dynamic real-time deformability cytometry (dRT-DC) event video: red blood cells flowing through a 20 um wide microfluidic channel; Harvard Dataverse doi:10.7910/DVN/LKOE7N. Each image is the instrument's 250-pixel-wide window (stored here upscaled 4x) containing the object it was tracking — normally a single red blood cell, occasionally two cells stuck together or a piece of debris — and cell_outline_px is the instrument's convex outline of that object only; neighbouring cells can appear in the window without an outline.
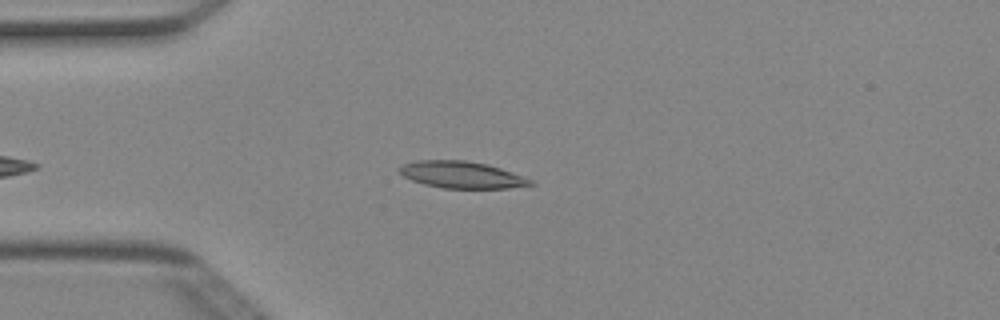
{"species": "Egyptian fruit bat (a non-hibernating species)", "species_latin": "Rousettus aegyptiacus", "temperature_condition": "cold", "stored_images_in_passage": 38, "camera_frame_rate_fps": 3000, "um_per_image_px": 0.085, "animal": {"sex": "female"}, "frame": {"image": 1, "passage_image": 4, "time_ms": 1.0, "image_size_px": [1000, 320], "cell_outline_px": [[536, 184], [508, 188], [444, 188], [424, 184], [412, 180], [404, 176], [396, 168], [404, 164], [416, 160], [464, 160], [488, 164], [500, 168], [532, 180]], "centroid_in_image_um": [39.22, 14.85], "position_along_channel_um": 45.8, "area_um2": 20.35}}
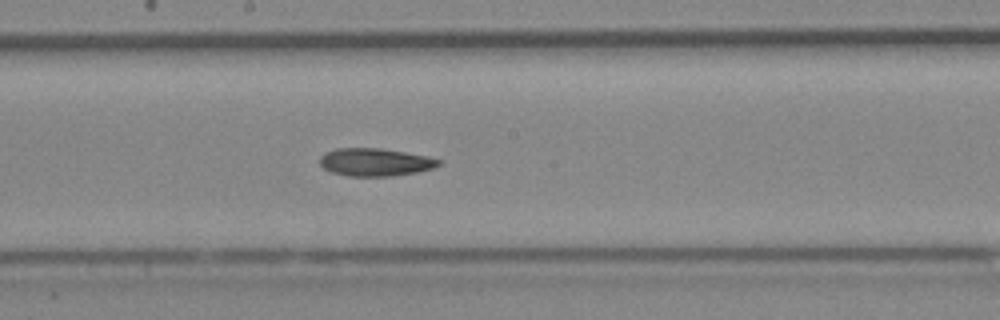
{"frame": {"image": 2, "passage_image": 18, "time_ms": 5.667, "image_size_px": [1000, 320], "cell_outline_px": [[440, 164], [432, 168], [416, 172], [392, 176], [348, 176], [332, 172], [324, 168], [320, 164], [320, 156], [324, 152], [336, 148], [380, 148], [428, 156], [440, 160]], "centroid_in_image_um": [31.85, 13.78], "position_along_channel_um": 216.3, "area_um2": 19.19}}
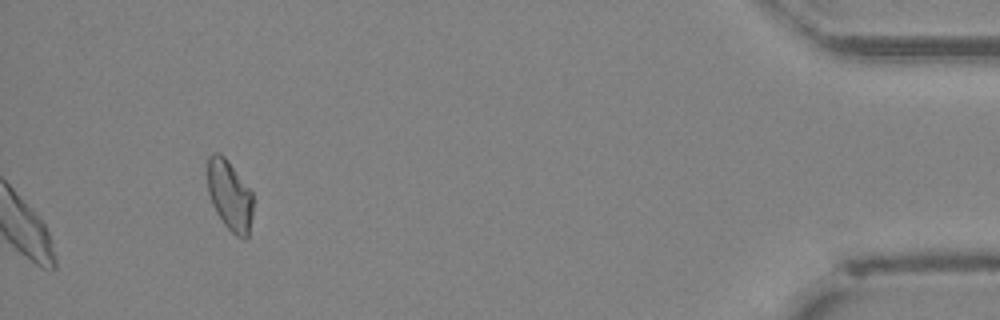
{"frame": {"image": 3, "passage_image": 38, "time_ms": 12.333, "image_size_px": [1000, 320], "cell_outline_px": [[252, 216], [248, 236], [244, 240], [236, 236], [224, 224], [216, 212], [212, 204], [208, 192], [208, 156], [212, 152], [220, 152], [224, 156], [252, 192]], "centroid_in_image_um": [19.51, 16.62], "position_along_channel_um": 415.7, "area_um2": 18.55}, "authors_computed_cell_mechanics": {"area_um2": 19.7965, "velocity_mm_per_s": 4.0179, "shape_relaxation_time_tau1_ms": 7.3326, "shape_relaxation_time_tau2_ms": null, "deformation_change_tau1": 0.1562, "deformation_change_tau2": null}}